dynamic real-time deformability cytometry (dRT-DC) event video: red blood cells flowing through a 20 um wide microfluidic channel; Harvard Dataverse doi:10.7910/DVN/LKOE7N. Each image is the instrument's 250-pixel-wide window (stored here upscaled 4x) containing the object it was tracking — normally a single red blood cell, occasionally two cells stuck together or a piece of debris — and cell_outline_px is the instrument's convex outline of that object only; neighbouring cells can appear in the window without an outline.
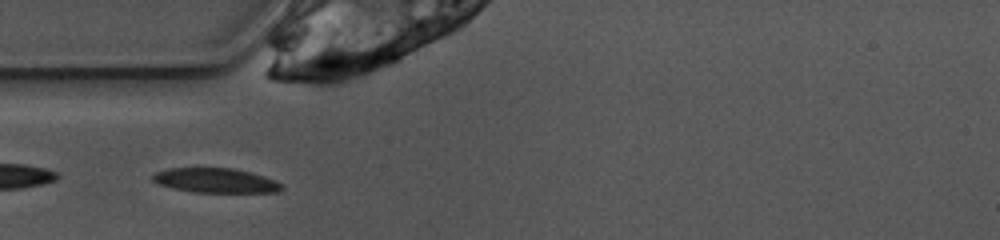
{"species": "common noctule bat (a hibernating species)", "species_latin": "Nyctalus noctula", "temperature_condition": "warm", "stored_images_in_passage": 37, "camera_frame_rate_fps": 3000, "um_per_image_px": 0.085, "animal": {"sex": "female", "body_mass_g": 10.0, "forearm_length_mm": 53.1}, "frame": {"image": 1, "passage_image": 1, "time_ms": 0.0, "image_size_px": [1000, 240], "cell_outline_px": [[284, 188], [280, 192], [192, 192], [172, 188], [156, 184], [152, 180], [152, 176], [156, 172], [168, 168], [232, 168], [264, 176], [280, 184]], "centroid_in_image_um": [18.27, 15.34], "position_along_channel_um": 66.7, "area_um2": 18.38}}
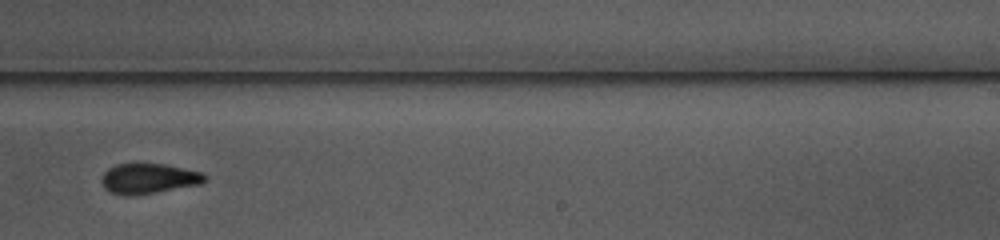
{"frame": {"image": 2, "passage_image": 17, "time_ms": 5.333, "image_size_px": [1000, 240], "cell_outline_px": [[208, 180], [200, 184], [156, 192], [132, 196], [124, 196], [108, 192], [104, 188], [100, 180], [104, 172], [108, 168], [116, 164], [164, 164], [184, 168], [200, 172], [208, 176]], "centroid_in_image_um": [12.61, 15.19], "position_along_channel_um": 276.4, "area_um2": 18.32}}
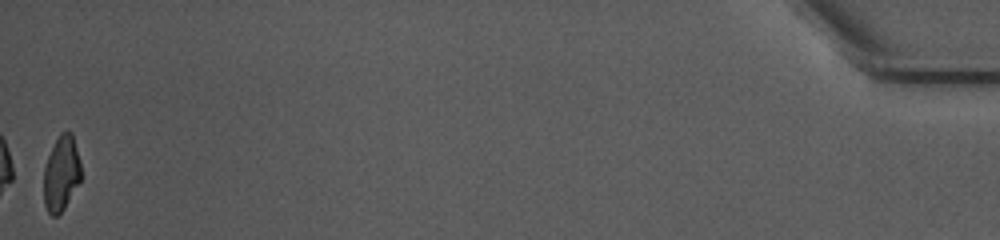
{"frame": {"image": 3, "passage_image": 37, "time_ms": 12.0, "image_size_px": [1000, 240], "cell_outline_px": [[80, 180], [64, 208], [56, 216], [52, 216], [48, 212], [44, 204], [44, 168], [48, 156], [60, 132], [72, 132], [80, 160]], "centroid_in_image_um": [5.2, 14.74], "position_along_channel_um": 430.0, "area_um2": 16.07}}